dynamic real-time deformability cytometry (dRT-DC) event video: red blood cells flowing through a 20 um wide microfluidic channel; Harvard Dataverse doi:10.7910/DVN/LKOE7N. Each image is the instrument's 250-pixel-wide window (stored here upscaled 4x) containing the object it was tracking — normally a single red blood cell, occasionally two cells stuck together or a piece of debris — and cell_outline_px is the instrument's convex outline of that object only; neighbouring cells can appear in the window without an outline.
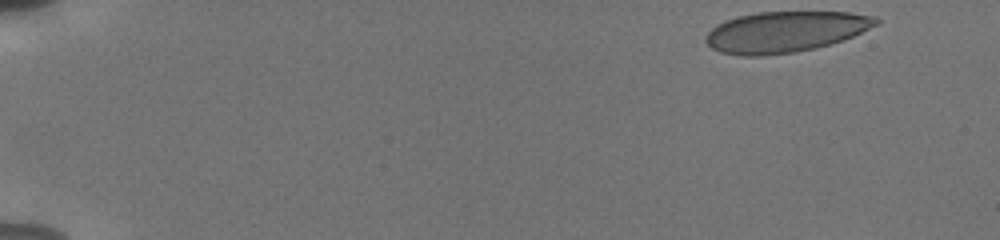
{"species": "human", "species_latin": "Homo sapiens", "temperature_condition": "cold", "stored_images_in_passage": 18, "camera_frame_rate_fps": 3000, "um_per_image_px": 0.085, "donor": {"sex": "male"}, "frame": {"image": 1, "passage_image": 1, "time_ms": 0.0, "image_size_px": [1000, 240], "cell_outline_px": [[880, 24], [852, 36], [816, 48], [796, 52], [760, 56], [740, 56], [720, 52], [712, 48], [704, 40], [704, 36], [716, 24], [736, 16], [756, 12], [848, 12], [876, 16], [880, 20]], "centroid_in_image_um": [66.72, 2.7], "position_along_channel_um": 18.3, "area_um2": 40.75}}
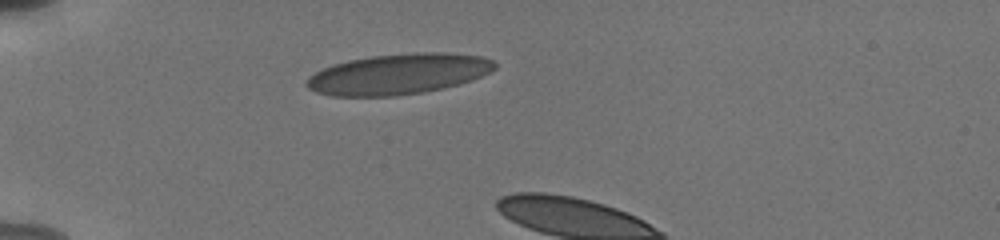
{"frame": {"image": 2, "passage_image": 13, "time_ms": 4.0, "image_size_px": [1000, 240], "cell_outline_px": [[496, 68], [472, 80], [460, 84], [420, 92], [396, 96], [332, 96], [316, 92], [308, 88], [304, 84], [308, 76], [332, 64], [348, 60], [372, 56], [416, 52], [444, 52], [480, 56], [492, 60], [496, 64]], "centroid_in_image_um": [33.83, 6.29], "position_along_channel_um": 51.2, "area_um2": 44.39}}